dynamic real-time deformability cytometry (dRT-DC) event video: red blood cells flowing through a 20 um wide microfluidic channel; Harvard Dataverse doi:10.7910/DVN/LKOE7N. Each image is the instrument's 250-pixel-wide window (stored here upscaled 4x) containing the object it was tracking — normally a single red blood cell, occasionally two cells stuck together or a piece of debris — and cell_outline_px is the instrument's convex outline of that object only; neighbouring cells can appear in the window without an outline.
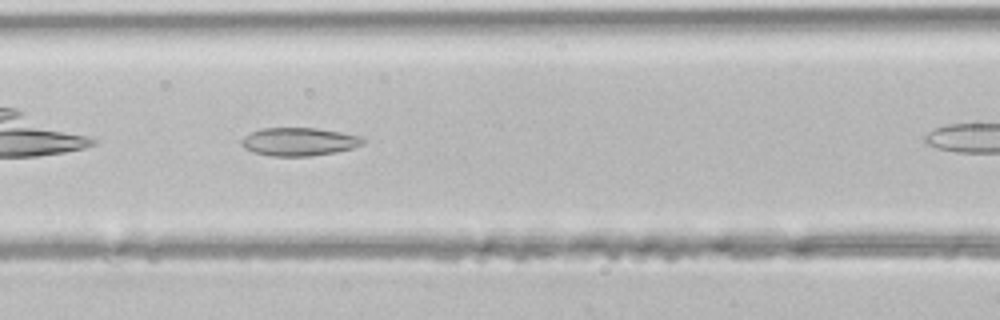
{"species": "common noctule bat (a hibernating species)", "species_latin": "Nyctalus noctula", "temperature_condition": "room temperature", "stored_images_in_passage": 8, "camera_frame_rate_fps": 3000, "um_per_image_px": 0.085, "animal": {"sex": "male", "body_mass_g": 21.5, "forearm_length_mm": 52.0}, "frame": {"image": 1, "passage_image": 6, "time_ms": 1.667, "image_size_px": [1000, 320], "cell_outline_px": [[364, 144], [352, 148], [336, 152], [312, 156], [272, 156], [252, 152], [244, 148], [240, 144], [240, 140], [244, 136], [260, 128], [316, 128], [340, 132], [360, 136], [364, 140]], "centroid_in_image_um": [25.38, 12.05], "position_along_channel_um": 141.2, "area_um2": 20.0}}